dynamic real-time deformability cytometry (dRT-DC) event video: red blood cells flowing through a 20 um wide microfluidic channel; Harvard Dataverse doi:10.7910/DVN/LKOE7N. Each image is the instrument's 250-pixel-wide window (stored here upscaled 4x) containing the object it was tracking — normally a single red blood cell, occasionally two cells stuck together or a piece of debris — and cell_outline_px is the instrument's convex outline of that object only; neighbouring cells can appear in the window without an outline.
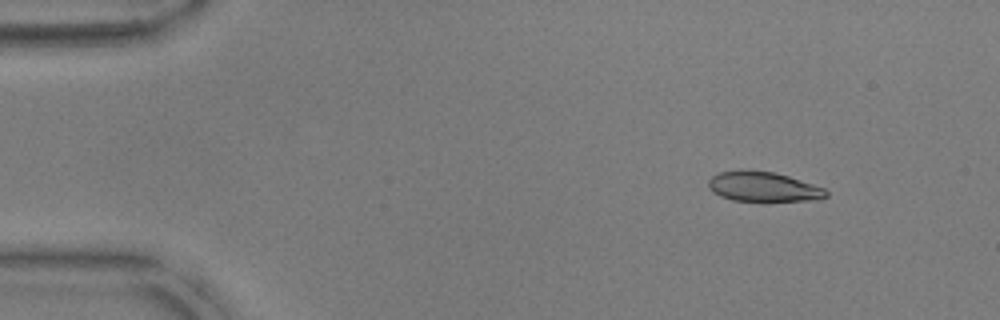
{"species": "common noctule bat (a hibernating species)", "species_latin": "Nyctalus noctula", "temperature_condition": "warm", "stored_images_in_passage": 52, "camera_frame_rate_fps": 3000, "um_per_image_px": 0.085, "animal": {"sex": "male", "body_mass_g": 17.9, "forearm_length_mm": 54.2}, "frame": {"image": 1, "passage_image": 7, "time_ms": 2.0, "image_size_px": [1000, 320], "cell_outline_px": [[828, 196], [820, 200], [732, 200], [720, 196], [708, 188], [708, 180], [712, 176], [720, 172], [776, 172], [824, 188], [828, 192]], "centroid_in_image_um": [64.91, 15.89], "position_along_channel_um": 20.1, "area_um2": 19.71}}
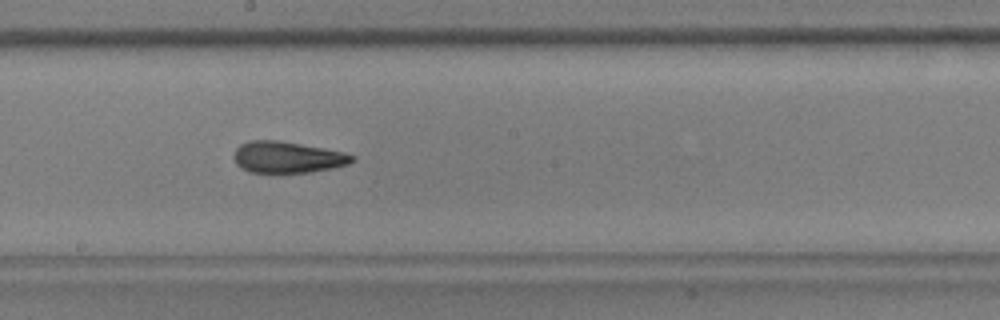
{"frame": {"image": 2, "passage_image": 30, "time_ms": 9.667, "image_size_px": [1000, 320], "cell_outline_px": [[356, 160], [348, 164], [332, 168], [312, 172], [280, 176], [248, 172], [240, 168], [236, 164], [232, 156], [236, 148], [240, 144], [248, 140], [276, 140], [324, 148], [344, 152], [356, 156]], "centroid_in_image_um": [24.39, 13.42], "position_along_channel_um": 223.8, "area_um2": 22.72}}
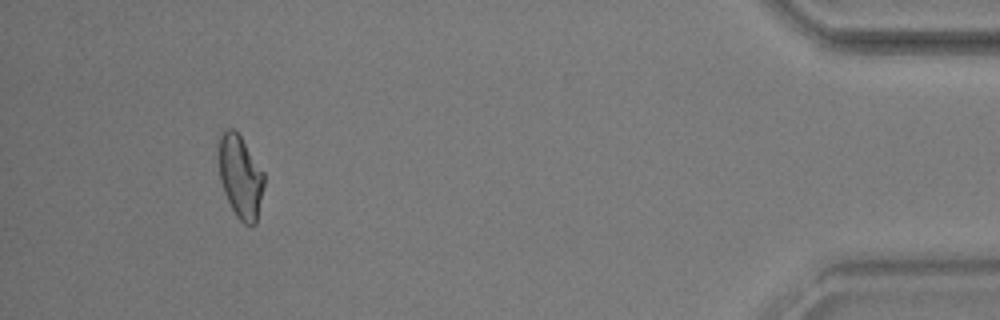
{"frame": {"image": 3, "passage_image": 50, "time_ms": 16.333, "image_size_px": [1000, 320], "cell_outline_px": [[264, 184], [256, 224], [252, 228], [244, 224], [236, 216], [224, 192], [220, 180], [216, 152], [216, 140], [228, 128], [232, 128], [240, 136], [264, 172]], "centroid_in_image_um": [20.39, 15.01], "position_along_channel_um": 414.8, "area_um2": 22.31}}